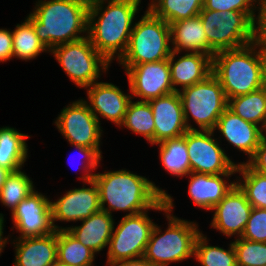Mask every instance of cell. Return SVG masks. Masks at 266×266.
Returning <instances> with one entry per match:
<instances>
[{
	"label": "cell",
	"instance_id": "1",
	"mask_svg": "<svg viewBox=\"0 0 266 266\" xmlns=\"http://www.w3.org/2000/svg\"><path fill=\"white\" fill-rule=\"evenodd\" d=\"M141 2L103 0L89 6L87 36L110 64L125 54Z\"/></svg>",
	"mask_w": 266,
	"mask_h": 266
},
{
	"label": "cell",
	"instance_id": "2",
	"mask_svg": "<svg viewBox=\"0 0 266 266\" xmlns=\"http://www.w3.org/2000/svg\"><path fill=\"white\" fill-rule=\"evenodd\" d=\"M93 180L99 190L101 210L112 216L115 211L128 212L125 215L147 211L167 194L146 176L127 169L98 172Z\"/></svg>",
	"mask_w": 266,
	"mask_h": 266
},
{
	"label": "cell",
	"instance_id": "3",
	"mask_svg": "<svg viewBox=\"0 0 266 266\" xmlns=\"http://www.w3.org/2000/svg\"><path fill=\"white\" fill-rule=\"evenodd\" d=\"M27 18L51 51L55 46L87 36L89 6L78 0H37Z\"/></svg>",
	"mask_w": 266,
	"mask_h": 266
},
{
	"label": "cell",
	"instance_id": "4",
	"mask_svg": "<svg viewBox=\"0 0 266 266\" xmlns=\"http://www.w3.org/2000/svg\"><path fill=\"white\" fill-rule=\"evenodd\" d=\"M164 198L167 210L162 214L167 218V228L162 231L161 226L155 223L143 255L154 266L179 264L193 258L196 239L202 232L199 223L173 214V196L167 193Z\"/></svg>",
	"mask_w": 266,
	"mask_h": 266
},
{
	"label": "cell",
	"instance_id": "5",
	"mask_svg": "<svg viewBox=\"0 0 266 266\" xmlns=\"http://www.w3.org/2000/svg\"><path fill=\"white\" fill-rule=\"evenodd\" d=\"M264 59L252 45L217 52L212 57V73L227 99L261 89Z\"/></svg>",
	"mask_w": 266,
	"mask_h": 266
},
{
	"label": "cell",
	"instance_id": "6",
	"mask_svg": "<svg viewBox=\"0 0 266 266\" xmlns=\"http://www.w3.org/2000/svg\"><path fill=\"white\" fill-rule=\"evenodd\" d=\"M138 19L132 28L128 48L118 61L119 65L134 66L168 59L172 52L169 24L148 8Z\"/></svg>",
	"mask_w": 266,
	"mask_h": 266
},
{
	"label": "cell",
	"instance_id": "7",
	"mask_svg": "<svg viewBox=\"0 0 266 266\" xmlns=\"http://www.w3.org/2000/svg\"><path fill=\"white\" fill-rule=\"evenodd\" d=\"M188 130H214L228 107L222 85L211 73L203 81L178 91ZM191 120L193 122H191ZM195 123L197 128L194 126Z\"/></svg>",
	"mask_w": 266,
	"mask_h": 266
},
{
	"label": "cell",
	"instance_id": "8",
	"mask_svg": "<svg viewBox=\"0 0 266 266\" xmlns=\"http://www.w3.org/2000/svg\"><path fill=\"white\" fill-rule=\"evenodd\" d=\"M150 210L165 212L167 210L165 198L162 197L147 211L135 215H123L118 223L115 221L107 249L106 266L118 261L143 257L155 226V222L148 215Z\"/></svg>",
	"mask_w": 266,
	"mask_h": 266
},
{
	"label": "cell",
	"instance_id": "9",
	"mask_svg": "<svg viewBox=\"0 0 266 266\" xmlns=\"http://www.w3.org/2000/svg\"><path fill=\"white\" fill-rule=\"evenodd\" d=\"M50 53L71 82L86 88L99 81L111 64L95 49L88 36L55 46Z\"/></svg>",
	"mask_w": 266,
	"mask_h": 266
},
{
	"label": "cell",
	"instance_id": "10",
	"mask_svg": "<svg viewBox=\"0 0 266 266\" xmlns=\"http://www.w3.org/2000/svg\"><path fill=\"white\" fill-rule=\"evenodd\" d=\"M210 56L224 50L245 47L252 42L253 21L241 11H214L202 9L199 13Z\"/></svg>",
	"mask_w": 266,
	"mask_h": 266
},
{
	"label": "cell",
	"instance_id": "11",
	"mask_svg": "<svg viewBox=\"0 0 266 266\" xmlns=\"http://www.w3.org/2000/svg\"><path fill=\"white\" fill-rule=\"evenodd\" d=\"M55 128L70 145L93 148L102 158L103 128L83 98L70 102L58 114Z\"/></svg>",
	"mask_w": 266,
	"mask_h": 266
},
{
	"label": "cell",
	"instance_id": "12",
	"mask_svg": "<svg viewBox=\"0 0 266 266\" xmlns=\"http://www.w3.org/2000/svg\"><path fill=\"white\" fill-rule=\"evenodd\" d=\"M212 130H188L186 145L191 172L203 174L237 173L239 162L231 156L214 136Z\"/></svg>",
	"mask_w": 266,
	"mask_h": 266
},
{
	"label": "cell",
	"instance_id": "13",
	"mask_svg": "<svg viewBox=\"0 0 266 266\" xmlns=\"http://www.w3.org/2000/svg\"><path fill=\"white\" fill-rule=\"evenodd\" d=\"M127 78L132 99L149 101L175 92L172 86L168 59L122 66Z\"/></svg>",
	"mask_w": 266,
	"mask_h": 266
},
{
	"label": "cell",
	"instance_id": "14",
	"mask_svg": "<svg viewBox=\"0 0 266 266\" xmlns=\"http://www.w3.org/2000/svg\"><path fill=\"white\" fill-rule=\"evenodd\" d=\"M51 200L35 189L18 204L11 213L14 225L11 229L20 234L17 238L44 236L56 231L52 223Z\"/></svg>",
	"mask_w": 266,
	"mask_h": 266
},
{
	"label": "cell",
	"instance_id": "15",
	"mask_svg": "<svg viewBox=\"0 0 266 266\" xmlns=\"http://www.w3.org/2000/svg\"><path fill=\"white\" fill-rule=\"evenodd\" d=\"M87 185L89 187H86ZM60 196L57 200H51L52 223L56 231L65 227L55 222L76 223L101 211L99 190L94 180L84 183L82 188H72Z\"/></svg>",
	"mask_w": 266,
	"mask_h": 266
},
{
	"label": "cell",
	"instance_id": "16",
	"mask_svg": "<svg viewBox=\"0 0 266 266\" xmlns=\"http://www.w3.org/2000/svg\"><path fill=\"white\" fill-rule=\"evenodd\" d=\"M252 205L245 193L235 184L226 196L215 205L210 227L227 238H240L249 219Z\"/></svg>",
	"mask_w": 266,
	"mask_h": 266
},
{
	"label": "cell",
	"instance_id": "17",
	"mask_svg": "<svg viewBox=\"0 0 266 266\" xmlns=\"http://www.w3.org/2000/svg\"><path fill=\"white\" fill-rule=\"evenodd\" d=\"M87 90V99L90 110L101 123L100 118L107 119L118 128L123 122L128 104L132 100L131 93H124L119 86L109 82H95L84 88Z\"/></svg>",
	"mask_w": 266,
	"mask_h": 266
},
{
	"label": "cell",
	"instance_id": "18",
	"mask_svg": "<svg viewBox=\"0 0 266 266\" xmlns=\"http://www.w3.org/2000/svg\"><path fill=\"white\" fill-rule=\"evenodd\" d=\"M214 132L220 133L218 140H223L232 145L234 149H237L240 153L247 155L246 163L255 153L262 138L266 135V132L254 123L243 120L236 115L228 107L224 110L219 117Z\"/></svg>",
	"mask_w": 266,
	"mask_h": 266
},
{
	"label": "cell",
	"instance_id": "19",
	"mask_svg": "<svg viewBox=\"0 0 266 266\" xmlns=\"http://www.w3.org/2000/svg\"><path fill=\"white\" fill-rule=\"evenodd\" d=\"M154 119V145L184 135L187 131L183 105L178 92L148 101Z\"/></svg>",
	"mask_w": 266,
	"mask_h": 266
},
{
	"label": "cell",
	"instance_id": "20",
	"mask_svg": "<svg viewBox=\"0 0 266 266\" xmlns=\"http://www.w3.org/2000/svg\"><path fill=\"white\" fill-rule=\"evenodd\" d=\"M236 173L203 174L190 172L188 194L195 206L211 211L236 184V179L230 180Z\"/></svg>",
	"mask_w": 266,
	"mask_h": 266
},
{
	"label": "cell",
	"instance_id": "21",
	"mask_svg": "<svg viewBox=\"0 0 266 266\" xmlns=\"http://www.w3.org/2000/svg\"><path fill=\"white\" fill-rule=\"evenodd\" d=\"M168 62L175 92L203 81L212 73V57L208 54L172 51Z\"/></svg>",
	"mask_w": 266,
	"mask_h": 266
},
{
	"label": "cell",
	"instance_id": "22",
	"mask_svg": "<svg viewBox=\"0 0 266 266\" xmlns=\"http://www.w3.org/2000/svg\"><path fill=\"white\" fill-rule=\"evenodd\" d=\"M9 241L15 249L13 266H51L57 261V231Z\"/></svg>",
	"mask_w": 266,
	"mask_h": 266
},
{
	"label": "cell",
	"instance_id": "23",
	"mask_svg": "<svg viewBox=\"0 0 266 266\" xmlns=\"http://www.w3.org/2000/svg\"><path fill=\"white\" fill-rule=\"evenodd\" d=\"M113 217L108 212L101 210L81 220L79 226L70 225L65 229L83 245L99 254L106 247L108 249L116 220Z\"/></svg>",
	"mask_w": 266,
	"mask_h": 266
},
{
	"label": "cell",
	"instance_id": "24",
	"mask_svg": "<svg viewBox=\"0 0 266 266\" xmlns=\"http://www.w3.org/2000/svg\"><path fill=\"white\" fill-rule=\"evenodd\" d=\"M172 51L210 55V46L200 16L169 24Z\"/></svg>",
	"mask_w": 266,
	"mask_h": 266
},
{
	"label": "cell",
	"instance_id": "25",
	"mask_svg": "<svg viewBox=\"0 0 266 266\" xmlns=\"http://www.w3.org/2000/svg\"><path fill=\"white\" fill-rule=\"evenodd\" d=\"M31 135L21 133L14 127H0V167L10 172L23 169L28 159L27 139Z\"/></svg>",
	"mask_w": 266,
	"mask_h": 266
},
{
	"label": "cell",
	"instance_id": "26",
	"mask_svg": "<svg viewBox=\"0 0 266 266\" xmlns=\"http://www.w3.org/2000/svg\"><path fill=\"white\" fill-rule=\"evenodd\" d=\"M159 147V160L163 170L174 177H185L191 172L186 145V133L155 144Z\"/></svg>",
	"mask_w": 266,
	"mask_h": 266
},
{
	"label": "cell",
	"instance_id": "27",
	"mask_svg": "<svg viewBox=\"0 0 266 266\" xmlns=\"http://www.w3.org/2000/svg\"><path fill=\"white\" fill-rule=\"evenodd\" d=\"M96 253L66 229L57 230V261L68 266H94Z\"/></svg>",
	"mask_w": 266,
	"mask_h": 266
},
{
	"label": "cell",
	"instance_id": "28",
	"mask_svg": "<svg viewBox=\"0 0 266 266\" xmlns=\"http://www.w3.org/2000/svg\"><path fill=\"white\" fill-rule=\"evenodd\" d=\"M12 37L13 58L28 62L36 59L42 53H50L39 40L32 22L27 17L21 24H16L12 31Z\"/></svg>",
	"mask_w": 266,
	"mask_h": 266
},
{
	"label": "cell",
	"instance_id": "29",
	"mask_svg": "<svg viewBox=\"0 0 266 266\" xmlns=\"http://www.w3.org/2000/svg\"><path fill=\"white\" fill-rule=\"evenodd\" d=\"M228 108L266 132V97L261 89L229 99Z\"/></svg>",
	"mask_w": 266,
	"mask_h": 266
},
{
	"label": "cell",
	"instance_id": "30",
	"mask_svg": "<svg viewBox=\"0 0 266 266\" xmlns=\"http://www.w3.org/2000/svg\"><path fill=\"white\" fill-rule=\"evenodd\" d=\"M149 1L147 8L168 24L198 16L204 5V0Z\"/></svg>",
	"mask_w": 266,
	"mask_h": 266
},
{
	"label": "cell",
	"instance_id": "31",
	"mask_svg": "<svg viewBox=\"0 0 266 266\" xmlns=\"http://www.w3.org/2000/svg\"><path fill=\"white\" fill-rule=\"evenodd\" d=\"M126 128L134 134L145 137V140L154 145V119L152 108L147 101H139L138 99L130 101L127 111L124 115L120 128Z\"/></svg>",
	"mask_w": 266,
	"mask_h": 266
},
{
	"label": "cell",
	"instance_id": "32",
	"mask_svg": "<svg viewBox=\"0 0 266 266\" xmlns=\"http://www.w3.org/2000/svg\"><path fill=\"white\" fill-rule=\"evenodd\" d=\"M228 246L224 249L219 245L210 244L207 235L201 232L195 242L194 258L200 266H237L232 241Z\"/></svg>",
	"mask_w": 266,
	"mask_h": 266
},
{
	"label": "cell",
	"instance_id": "33",
	"mask_svg": "<svg viewBox=\"0 0 266 266\" xmlns=\"http://www.w3.org/2000/svg\"><path fill=\"white\" fill-rule=\"evenodd\" d=\"M236 184L245 193L252 207L266 209V175L250 168L246 163L238 164Z\"/></svg>",
	"mask_w": 266,
	"mask_h": 266
},
{
	"label": "cell",
	"instance_id": "34",
	"mask_svg": "<svg viewBox=\"0 0 266 266\" xmlns=\"http://www.w3.org/2000/svg\"><path fill=\"white\" fill-rule=\"evenodd\" d=\"M32 178L20 169L11 172L0 191V203L11 213L32 191L35 190Z\"/></svg>",
	"mask_w": 266,
	"mask_h": 266
},
{
	"label": "cell",
	"instance_id": "35",
	"mask_svg": "<svg viewBox=\"0 0 266 266\" xmlns=\"http://www.w3.org/2000/svg\"><path fill=\"white\" fill-rule=\"evenodd\" d=\"M232 243L237 266H266V242H253L240 237Z\"/></svg>",
	"mask_w": 266,
	"mask_h": 266
},
{
	"label": "cell",
	"instance_id": "36",
	"mask_svg": "<svg viewBox=\"0 0 266 266\" xmlns=\"http://www.w3.org/2000/svg\"><path fill=\"white\" fill-rule=\"evenodd\" d=\"M203 8L214 11H241L252 21L258 12L257 0H204Z\"/></svg>",
	"mask_w": 266,
	"mask_h": 266
},
{
	"label": "cell",
	"instance_id": "37",
	"mask_svg": "<svg viewBox=\"0 0 266 266\" xmlns=\"http://www.w3.org/2000/svg\"><path fill=\"white\" fill-rule=\"evenodd\" d=\"M241 238L266 242V209L253 207Z\"/></svg>",
	"mask_w": 266,
	"mask_h": 266
},
{
	"label": "cell",
	"instance_id": "38",
	"mask_svg": "<svg viewBox=\"0 0 266 266\" xmlns=\"http://www.w3.org/2000/svg\"><path fill=\"white\" fill-rule=\"evenodd\" d=\"M71 146L73 148L75 147L78 153L83 156V158H81L83 159V162L81 163L83 166H80V169L83 168L81 169L83 171L82 172L83 176L81 175L78 178L82 180L83 183L92 181L95 175V173L93 172L97 170V168L100 166L102 157L93 148H86L78 145H71Z\"/></svg>",
	"mask_w": 266,
	"mask_h": 266
},
{
	"label": "cell",
	"instance_id": "39",
	"mask_svg": "<svg viewBox=\"0 0 266 266\" xmlns=\"http://www.w3.org/2000/svg\"><path fill=\"white\" fill-rule=\"evenodd\" d=\"M251 44L266 62V10L259 9L253 18Z\"/></svg>",
	"mask_w": 266,
	"mask_h": 266
},
{
	"label": "cell",
	"instance_id": "40",
	"mask_svg": "<svg viewBox=\"0 0 266 266\" xmlns=\"http://www.w3.org/2000/svg\"><path fill=\"white\" fill-rule=\"evenodd\" d=\"M246 164L256 172L266 175V135Z\"/></svg>",
	"mask_w": 266,
	"mask_h": 266
},
{
	"label": "cell",
	"instance_id": "41",
	"mask_svg": "<svg viewBox=\"0 0 266 266\" xmlns=\"http://www.w3.org/2000/svg\"><path fill=\"white\" fill-rule=\"evenodd\" d=\"M13 37L11 29L0 28V63L13 59Z\"/></svg>",
	"mask_w": 266,
	"mask_h": 266
},
{
	"label": "cell",
	"instance_id": "42",
	"mask_svg": "<svg viewBox=\"0 0 266 266\" xmlns=\"http://www.w3.org/2000/svg\"><path fill=\"white\" fill-rule=\"evenodd\" d=\"M107 266H154V265H152L144 257H140V258H136V259L118 261V262L109 264Z\"/></svg>",
	"mask_w": 266,
	"mask_h": 266
},
{
	"label": "cell",
	"instance_id": "43",
	"mask_svg": "<svg viewBox=\"0 0 266 266\" xmlns=\"http://www.w3.org/2000/svg\"><path fill=\"white\" fill-rule=\"evenodd\" d=\"M5 219H4V214L0 213V256L3 253V250L5 249V247H7L6 245L9 242V238L11 239L12 235H8L7 237H4V223H5ZM9 237V238H8Z\"/></svg>",
	"mask_w": 266,
	"mask_h": 266
},
{
	"label": "cell",
	"instance_id": "44",
	"mask_svg": "<svg viewBox=\"0 0 266 266\" xmlns=\"http://www.w3.org/2000/svg\"><path fill=\"white\" fill-rule=\"evenodd\" d=\"M11 172L3 167H0V191L6 181V178Z\"/></svg>",
	"mask_w": 266,
	"mask_h": 266
},
{
	"label": "cell",
	"instance_id": "45",
	"mask_svg": "<svg viewBox=\"0 0 266 266\" xmlns=\"http://www.w3.org/2000/svg\"><path fill=\"white\" fill-rule=\"evenodd\" d=\"M261 90L264 92V95L266 97V63L262 71Z\"/></svg>",
	"mask_w": 266,
	"mask_h": 266
},
{
	"label": "cell",
	"instance_id": "46",
	"mask_svg": "<svg viewBox=\"0 0 266 266\" xmlns=\"http://www.w3.org/2000/svg\"><path fill=\"white\" fill-rule=\"evenodd\" d=\"M258 8L266 10V0H257Z\"/></svg>",
	"mask_w": 266,
	"mask_h": 266
},
{
	"label": "cell",
	"instance_id": "47",
	"mask_svg": "<svg viewBox=\"0 0 266 266\" xmlns=\"http://www.w3.org/2000/svg\"><path fill=\"white\" fill-rule=\"evenodd\" d=\"M78 1H81V2H83V3H85V4H87L88 6H90V5H92V4H95V3H97V2H101V1H103V0H78Z\"/></svg>",
	"mask_w": 266,
	"mask_h": 266
},
{
	"label": "cell",
	"instance_id": "48",
	"mask_svg": "<svg viewBox=\"0 0 266 266\" xmlns=\"http://www.w3.org/2000/svg\"><path fill=\"white\" fill-rule=\"evenodd\" d=\"M51 266H68V265H66V264H62V263L56 261V262H54Z\"/></svg>",
	"mask_w": 266,
	"mask_h": 266
}]
</instances>
